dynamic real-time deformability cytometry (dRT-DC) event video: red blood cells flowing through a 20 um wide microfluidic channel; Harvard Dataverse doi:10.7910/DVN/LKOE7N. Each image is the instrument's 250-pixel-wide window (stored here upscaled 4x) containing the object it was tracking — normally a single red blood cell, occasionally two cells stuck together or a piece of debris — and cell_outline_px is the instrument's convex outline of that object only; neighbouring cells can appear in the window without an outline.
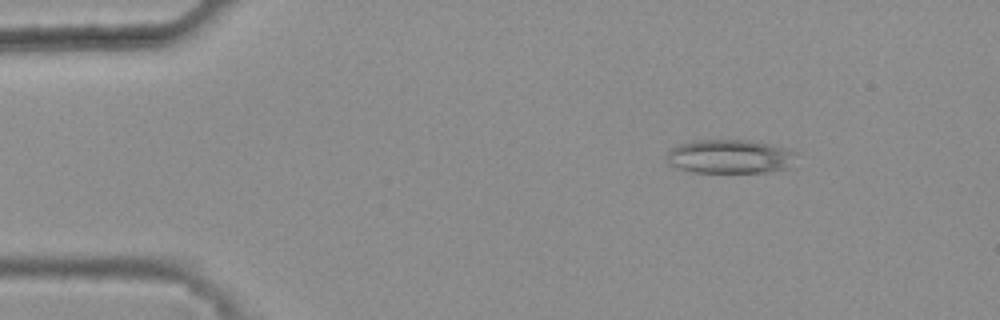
{"species": "common noctule bat (a hibernating species)", "species_latin": "Nyctalus noctula", "temperature_condition": "warm", "stored_images_in_passage": 42, "camera_frame_rate_fps": 3000, "um_per_image_px": 0.085, "animal": {"sex": "female", "body_mass_g": 25.1}, "frame": {"image": 1, "passage_image": 3, "time_ms": 0.667, "image_size_px": [1000, 320], "cell_outline_px": [[796, 152], [792, 168], [768, 172], [692, 172], [668, 164], [664, 156], [672, 148], [680, 144], [696, 140], [748, 140], [772, 144]], "centroid_in_image_um": [62.06, 13.31], "position_along_channel_um": 22.9, "area_um2": 25.78}}
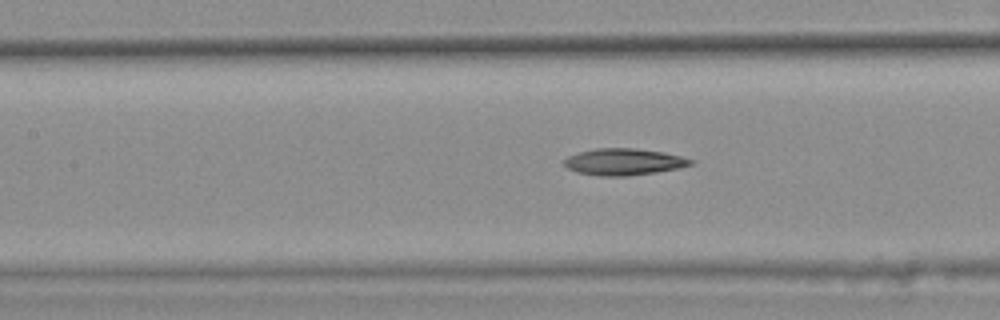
{"frame": {"image": 2, "passage_image": 19, "time_ms": 6.0, "image_size_px": [1000, 320], "cell_outline_px": [[692, 164], [680, 168], [656, 172], [628, 176], [600, 176], [576, 172], [568, 168], [564, 164], [564, 160], [568, 156], [580, 152], [596, 148], [636, 148], [664, 152], [680, 156], [692, 160]], "centroid_in_image_um": [53.01, 13.76], "position_along_channel_um": 154.4, "area_um2": 19.59}}
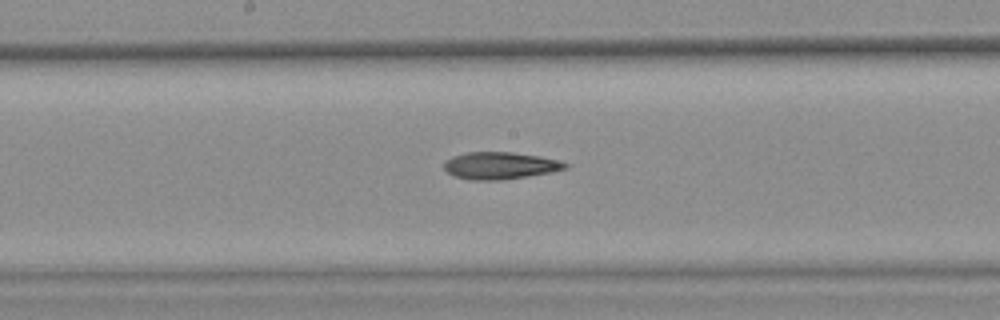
{"frame": {"image": 3, "passage_image": 23, "time_ms": 7.333, "image_size_px": [1000, 320], "cell_outline_px": [[568, 168], [552, 172], [504, 180], [468, 180], [456, 176], [448, 172], [444, 168], [444, 160], [452, 156], [468, 152], [512, 152], [540, 156], [560, 160], [568, 164]], "centroid_in_image_um": [42.52, 14.07], "position_along_channel_um": 205.7, "area_um2": 19.31}}